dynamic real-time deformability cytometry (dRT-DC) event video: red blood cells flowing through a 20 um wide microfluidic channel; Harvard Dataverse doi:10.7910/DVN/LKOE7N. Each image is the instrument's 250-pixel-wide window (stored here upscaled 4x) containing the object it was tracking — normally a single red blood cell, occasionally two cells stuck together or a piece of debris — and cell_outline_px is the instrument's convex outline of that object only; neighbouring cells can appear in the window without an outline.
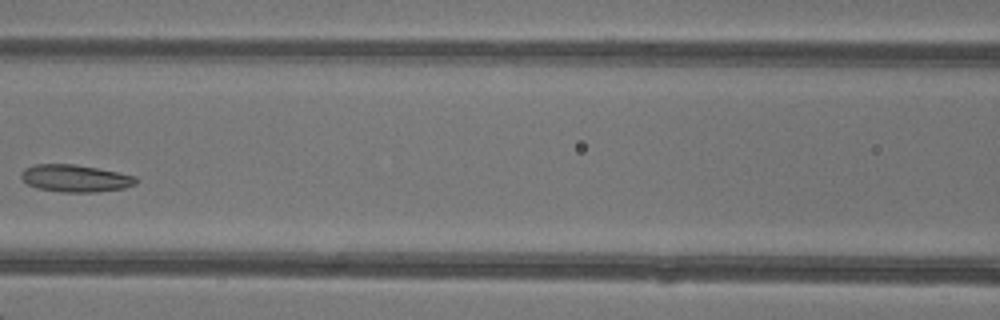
{"species": "common noctule bat (a hibernating species)", "species_latin": "Nyctalus noctula", "temperature_condition": "warm", "stored_images_in_passage": 4, "camera_frame_rate_fps": 3000, "um_per_image_px": 0.085, "animal": {"sex": "female"}, "frame": {"image": 1, "passage_image": 4, "time_ms": 3.333, "image_size_px": [1000, 320], "cell_outline_px": [[140, 180], [136, 184], [124, 188], [96, 192], [60, 192], [36, 188], [28, 184], [20, 176], [24, 168], [36, 164], [72, 164], [96, 168], [136, 176]], "centroid_in_image_um": [6.41, 15.16], "position_along_channel_um": 160.2, "area_um2": 18.21}}